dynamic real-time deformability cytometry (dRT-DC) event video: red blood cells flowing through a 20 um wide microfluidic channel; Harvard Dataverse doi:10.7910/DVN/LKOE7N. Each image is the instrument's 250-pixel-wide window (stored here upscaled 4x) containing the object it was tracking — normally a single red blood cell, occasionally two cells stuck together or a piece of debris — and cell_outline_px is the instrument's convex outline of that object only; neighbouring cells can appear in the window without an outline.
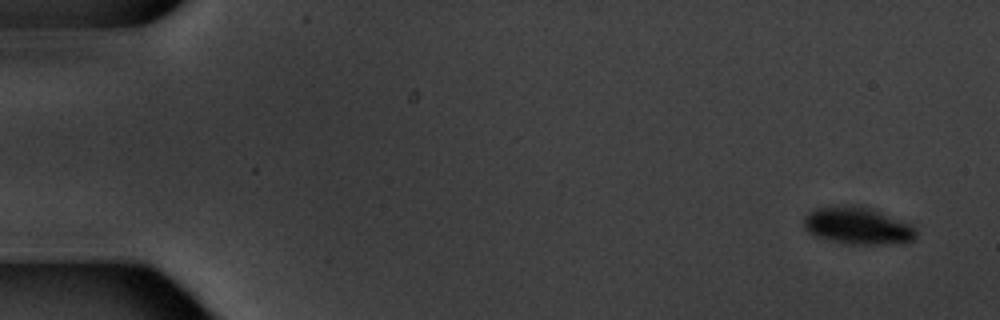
{"species": "common noctule bat (a hibernating species)", "species_latin": "Nyctalus noctula", "temperature_condition": "warm", "stored_images_in_passage": 7, "camera_frame_rate_fps": 3000, "um_per_image_px": 0.085, "animal": {"sex": "male", "body_mass_g": 20.1, "forearm_length_mm": 53.5}, "frame": {"image": 1, "passage_image": 1, "time_ms": 0.0, "image_size_px": [1000, 320], "cell_outline_px": [[916, 236], [912, 240], [888, 244], [844, 244], [812, 236], [804, 228], [804, 216], [808, 212], [816, 208], [844, 204], [860, 204], [872, 208], [912, 224], [916, 228]], "centroid_in_image_um": [72.86, 19.17], "position_along_channel_um": 12.1, "area_um2": 24.91}}
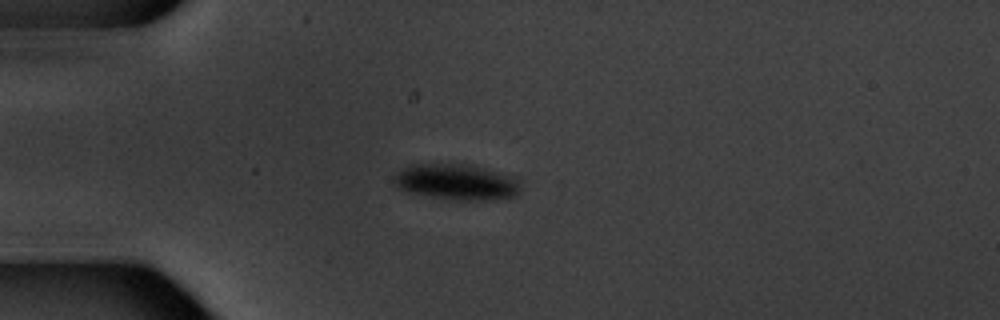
{"frame": {"image": 2, "passage_image": 4, "time_ms": 4.333, "image_size_px": [1000, 320], "cell_outline_px": [[520, 192], [516, 196], [496, 200], [460, 200], [432, 196], [408, 192], [400, 188], [396, 184], [396, 172], [408, 164], [464, 164], [512, 176], [520, 180]], "centroid_in_image_um": [38.84, 15.48], "position_along_channel_um": 46.2, "area_um2": 26.13}}
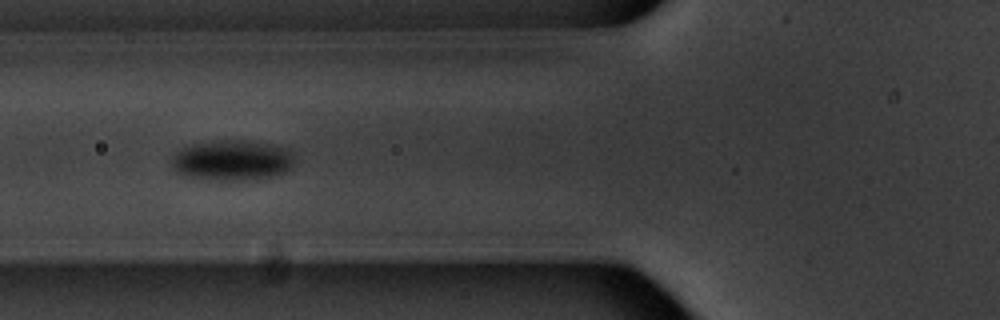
{"frame": {"image": 3, "passage_image": 6, "time_ms": 6.667, "image_size_px": [1000, 320], "cell_outline_px": [[292, 168], [288, 172], [276, 176], [252, 180], [224, 180], [184, 176], [176, 172], [172, 164], [172, 156], [176, 152], [192, 144], [212, 140], [248, 140], [272, 144], [288, 148], [292, 156]], "centroid_in_image_um": [19.77, 13.62], "position_along_channel_um": 106.0, "area_um2": 29.25}}